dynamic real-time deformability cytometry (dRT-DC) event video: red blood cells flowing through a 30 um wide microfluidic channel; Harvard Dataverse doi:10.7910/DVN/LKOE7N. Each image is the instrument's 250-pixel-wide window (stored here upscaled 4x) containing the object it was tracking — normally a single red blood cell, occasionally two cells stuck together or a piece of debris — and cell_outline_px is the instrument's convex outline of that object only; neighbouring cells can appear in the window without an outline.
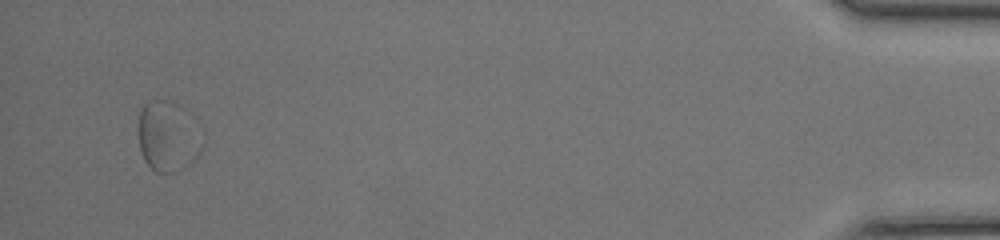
{"species": "common noctule bat (a hibernating species)", "species_latin": "Nyctalus noctula", "temperature_condition": "room temperature", "stored_images_in_passage": 48, "segment_of_instrument_passage": [2, 2], "camera_frame_rate_fps": 3000, "um_per_image_px": 0.085, "animal": {"sex": "female", "body_mass_g": 17.0, "forearm_length_mm": 48.0}, "frame": {"image": 1, "passage_image": 46, "time_ms": 15.0, "image_size_px": [1000, 240], "cell_outline_px": [[204, 144], [196, 160], [184, 168], [172, 172], [156, 172], [144, 160], [140, 152], [140, 108], [144, 104], [152, 100], [164, 100], [176, 104], [192, 112], [200, 120], [204, 128]], "centroid_in_image_um": [14.41, 11.56], "position_along_channel_um": 420.8, "area_um2": 27.28}}